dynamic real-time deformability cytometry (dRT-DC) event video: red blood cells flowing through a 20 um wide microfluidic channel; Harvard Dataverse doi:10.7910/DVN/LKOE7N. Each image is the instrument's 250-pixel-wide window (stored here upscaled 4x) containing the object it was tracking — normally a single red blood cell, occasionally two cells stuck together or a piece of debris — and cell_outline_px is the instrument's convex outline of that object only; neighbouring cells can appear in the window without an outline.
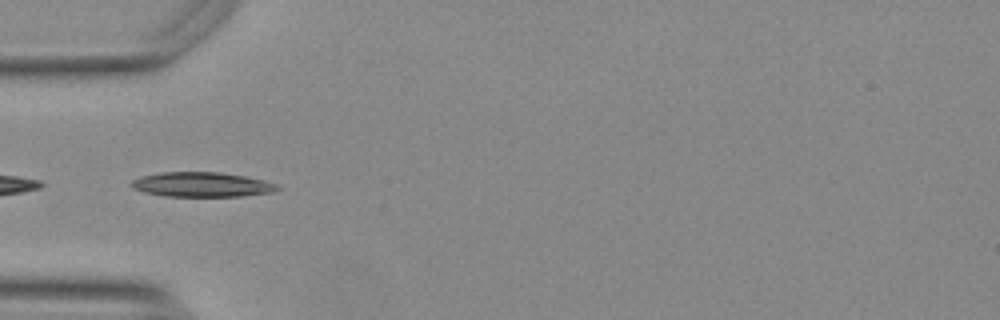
{"species": "Egyptian fruit bat (a non-hibernating species)", "species_latin": "Rousettus aegyptiacus", "temperature_condition": "warm", "stored_images_in_passage": 6, "camera_frame_rate_fps": 3000, "um_per_image_px": 0.085, "animal": {"sex": "female"}, "frame": {"image": 1, "passage_image": 2, "time_ms": 0.333, "image_size_px": [1000, 320], "cell_outline_px": [[280, 188], [272, 192], [244, 196], [164, 196], [144, 192], [132, 188], [132, 180], [140, 176], [160, 172], [220, 172], [244, 176], [264, 180], [276, 184]], "centroid_in_image_um": [17.14, 15.68], "position_along_channel_um": 67.9, "area_um2": 20.98}}